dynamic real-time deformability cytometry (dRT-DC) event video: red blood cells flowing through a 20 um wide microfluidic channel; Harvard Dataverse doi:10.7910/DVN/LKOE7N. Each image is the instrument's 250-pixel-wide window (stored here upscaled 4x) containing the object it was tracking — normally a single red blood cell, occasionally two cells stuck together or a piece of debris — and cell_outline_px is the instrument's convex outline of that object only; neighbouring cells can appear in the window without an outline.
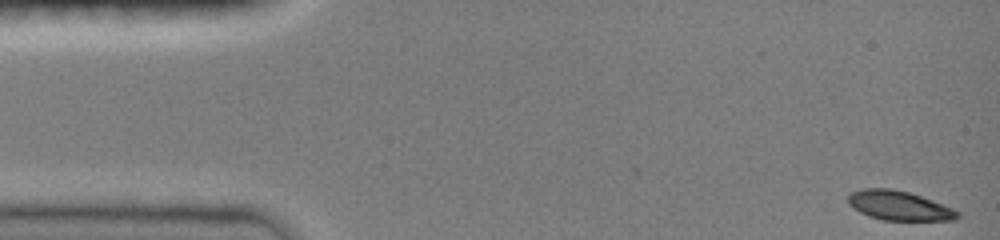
{"species": "common noctule bat (a hibernating species)", "species_latin": "Nyctalus noctula", "temperature_condition": "room temperature", "stored_images_in_passage": 20, "camera_frame_rate_fps": 3000, "um_per_image_px": 0.085, "animal": {"sex": "female", "body_mass_g": 19.0, "forearm_length_mm": 51.5}, "frame": {"image": 1, "passage_image": 1, "time_ms": 0.0, "image_size_px": [1000, 240], "cell_outline_px": [[960, 216], [956, 220], [884, 220], [868, 216], [852, 208], [848, 204], [848, 196], [852, 192], [860, 188], [888, 188], [908, 192], [920, 196], [952, 208], [960, 212]], "centroid_in_image_um": [76.39, 17.48], "position_along_channel_um": 8.6, "area_um2": 18.67}}
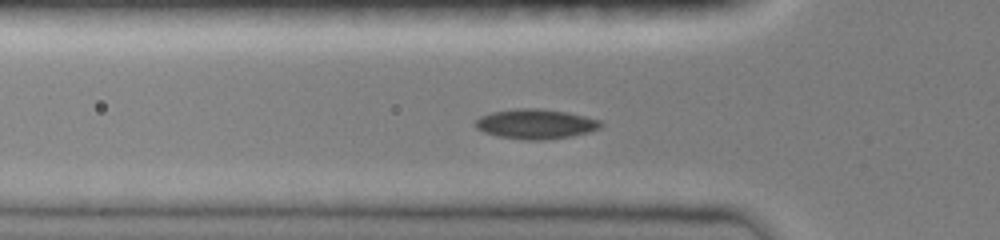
{"frame": {"image": 2, "passage_image": 15, "time_ms": 4.667, "image_size_px": [1000, 240], "cell_outline_px": [[604, 124], [600, 128], [588, 132], [572, 136], [540, 140], [528, 140], [496, 136], [484, 132], [476, 128], [472, 124], [480, 116], [492, 112], [516, 108], [544, 108], [568, 112], [600, 120]], "centroid_in_image_um": [45.51, 10.53], "position_along_channel_um": 80.3, "area_um2": 21.96}}
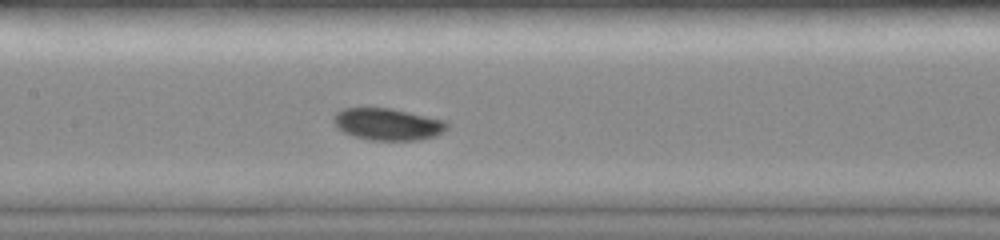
{"frame": {"image": 3, "passage_image": 20, "time_ms": 6.333, "image_size_px": [1000, 240], "cell_outline_px": [[448, 128], [436, 136], [420, 140], [368, 140], [344, 132], [336, 128], [332, 120], [336, 112], [344, 108], [392, 108], [448, 120]], "centroid_in_image_um": [32.99, 10.55], "position_along_channel_um": 174.4, "area_um2": 21.39}}